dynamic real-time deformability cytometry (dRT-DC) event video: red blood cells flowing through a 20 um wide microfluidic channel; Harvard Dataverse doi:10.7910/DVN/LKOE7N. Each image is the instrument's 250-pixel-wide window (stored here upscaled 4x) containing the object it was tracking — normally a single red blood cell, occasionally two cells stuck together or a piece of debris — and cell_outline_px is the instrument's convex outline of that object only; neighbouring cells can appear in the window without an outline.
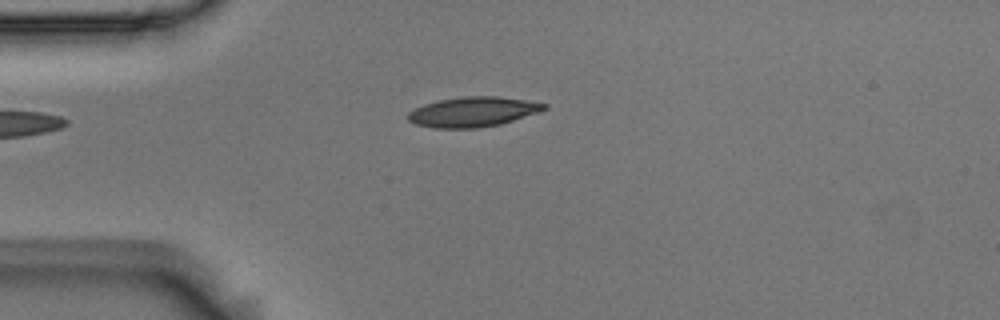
{"species": "Egyptian fruit bat (a non-hibernating species)", "species_latin": "Rousettus aegyptiacus", "temperature_condition": "room temperature", "stored_images_in_passage": 7, "camera_frame_rate_fps": 3000, "um_per_image_px": 0.085, "animal": {"sex": "male"}, "frame": {"image": 1, "passage_image": 2, "time_ms": 0.333, "image_size_px": [1000, 320], "cell_outline_px": [[548, 108], [540, 112], [500, 124], [476, 128], [436, 128], [416, 124], [408, 120], [408, 112], [424, 104], [436, 100], [464, 96], [496, 96], [524, 100], [548, 104]], "centroid_in_image_um": [40.21, 9.5], "position_along_channel_um": 44.8, "area_um2": 23.7}}
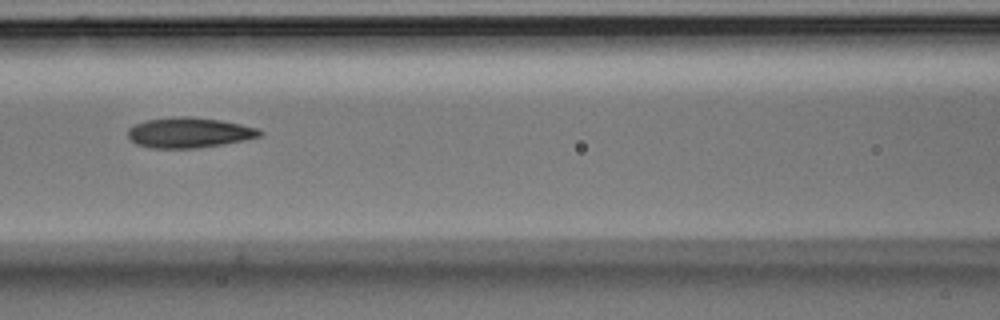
{"frame": {"image": 2, "passage_image": 5, "time_ms": 1.333, "image_size_px": [1000, 320], "cell_outline_px": [[264, 136], [224, 144], [196, 148], [148, 148], [136, 144], [128, 136], [128, 128], [144, 120], [172, 116], [188, 116], [220, 120], [240, 124], [256, 128], [264, 132]], "centroid_in_image_um": [16.07, 11.27], "position_along_channel_um": 150.5, "area_um2": 23.47}}
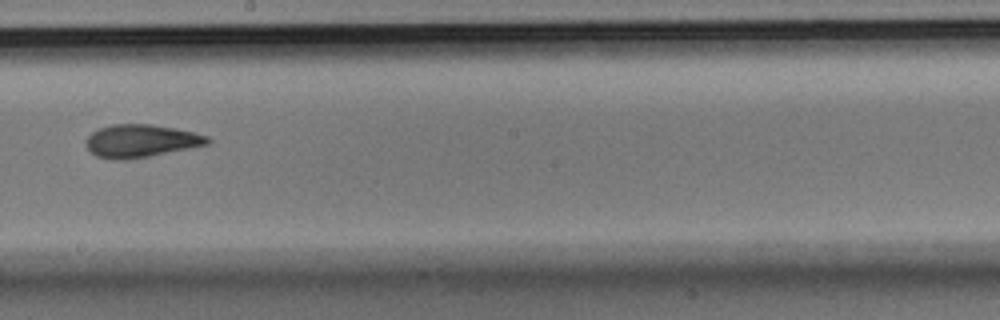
{"frame": {"image": 3, "passage_image": 7, "time_ms": 2.0, "image_size_px": [1000, 320], "cell_outline_px": [[212, 140], [208, 144], [148, 156], [124, 160], [116, 160], [96, 156], [88, 148], [88, 136], [92, 132], [100, 128], [112, 124], [152, 124], [176, 128], [208, 136]], "centroid_in_image_um": [12.0, 11.97], "position_along_channel_um": 236.2, "area_um2": 22.89}}